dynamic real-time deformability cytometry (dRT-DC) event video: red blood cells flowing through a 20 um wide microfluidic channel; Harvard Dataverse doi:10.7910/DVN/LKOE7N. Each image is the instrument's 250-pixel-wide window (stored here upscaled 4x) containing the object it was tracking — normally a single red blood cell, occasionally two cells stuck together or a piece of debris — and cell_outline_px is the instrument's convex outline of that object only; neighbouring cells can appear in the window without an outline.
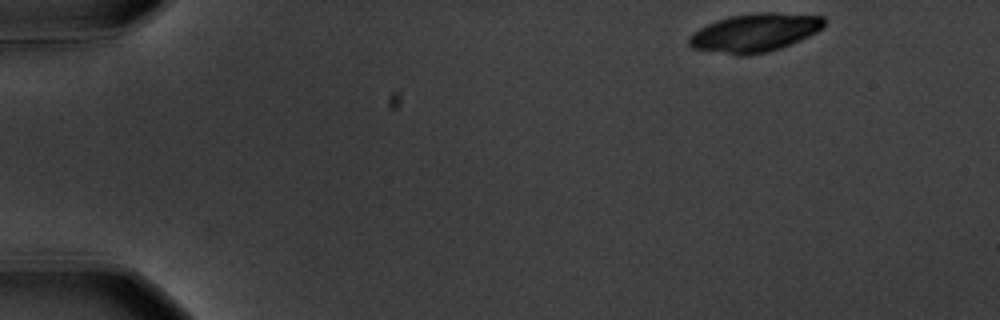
{"species": "common noctule bat (a hibernating species)", "species_latin": "Nyctalus noctula", "temperature_condition": "warm", "stored_images_in_passage": 51, "camera_frame_rate_fps": 3000, "um_per_image_px": 0.085, "animal": {"sex": "male", "body_mass_g": 20.1, "forearm_length_mm": 53.5}, "frame": {"image": 1, "passage_image": 1, "time_ms": 0.0, "image_size_px": [1000, 320], "cell_outline_px": [[824, 24], [816, 32], [800, 40], [780, 48], [768, 52], [748, 56], [740, 56], [692, 48], [688, 44], [688, 36], [692, 32], [708, 24], [728, 16], [756, 12], [772, 12], [824, 16]], "centroid_in_image_um": [64.12, 2.78], "position_along_channel_um": 20.9, "area_um2": 30.29}}